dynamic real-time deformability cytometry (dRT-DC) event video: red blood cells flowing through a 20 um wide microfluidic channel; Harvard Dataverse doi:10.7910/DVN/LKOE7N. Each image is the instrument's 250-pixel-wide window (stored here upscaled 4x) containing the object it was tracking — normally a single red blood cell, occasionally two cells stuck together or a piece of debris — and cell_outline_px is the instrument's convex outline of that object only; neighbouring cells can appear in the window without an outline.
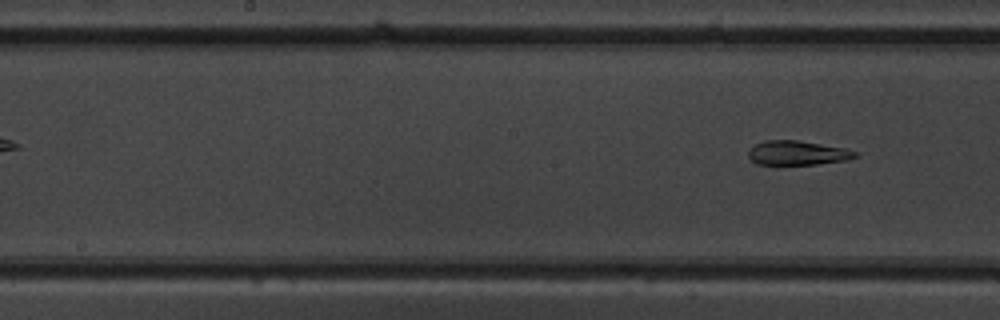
{"species": "common noctule bat (a hibernating species)", "species_latin": "Nyctalus noctula", "temperature_condition": "warm", "stored_images_in_passage": 9, "camera_frame_rate_fps": 3000, "um_per_image_px": 0.085, "animal": {"sex": "male", "body_mass_g": 19.5, "forearm_length_mm": 54.6}, "frame": {"image": 1, "passage_image": 9, "time_ms": 11.0, "image_size_px": [1000, 320], "cell_outline_px": [[856, 156], [848, 160], [816, 164], [756, 164], [748, 156], [748, 152], [756, 144], [764, 140], [796, 140], [844, 148], [856, 152]], "centroid_in_image_um": [67.76, 13.0], "position_along_channel_um": 180.4, "area_um2": 14.85}}